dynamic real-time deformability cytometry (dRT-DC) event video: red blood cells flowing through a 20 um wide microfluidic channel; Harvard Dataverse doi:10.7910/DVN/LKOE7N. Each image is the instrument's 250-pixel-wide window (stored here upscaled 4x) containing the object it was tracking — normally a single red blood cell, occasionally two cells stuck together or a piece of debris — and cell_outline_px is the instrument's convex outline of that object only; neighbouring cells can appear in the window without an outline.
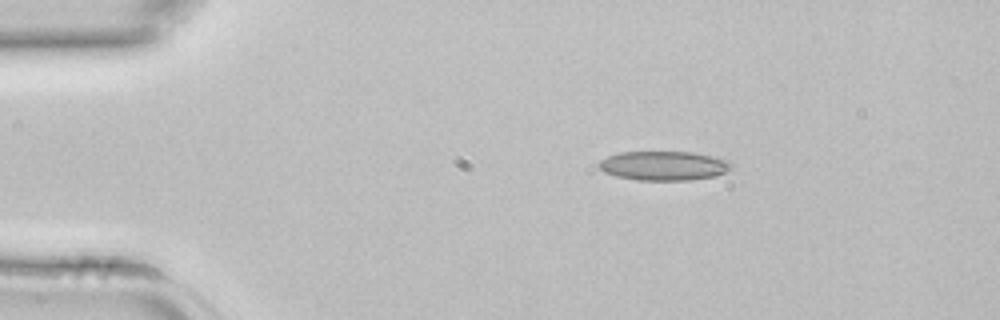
{"species": "common noctule bat (a hibernating species)", "species_latin": "Nyctalus noctula", "temperature_condition": "room temperature", "stored_images_in_passage": 2, "camera_frame_rate_fps": 3000, "um_per_image_px": 0.085, "animal": {"sex": "female", "body_mass_g": 22.7, "forearm_length_mm": 54.2}, "frame": {"image": 1, "passage_image": 1, "time_ms": 0.0, "image_size_px": [1000, 320], "cell_outline_px": [[732, 168], [716, 176], [688, 180], [640, 180], [616, 176], [604, 172], [596, 164], [600, 160], [608, 156], [620, 152], [692, 152], [712, 156], [728, 160], [732, 164]], "centroid_in_image_um": [56.41, 14.08], "position_along_channel_um": 28.6, "area_um2": 22.54}}